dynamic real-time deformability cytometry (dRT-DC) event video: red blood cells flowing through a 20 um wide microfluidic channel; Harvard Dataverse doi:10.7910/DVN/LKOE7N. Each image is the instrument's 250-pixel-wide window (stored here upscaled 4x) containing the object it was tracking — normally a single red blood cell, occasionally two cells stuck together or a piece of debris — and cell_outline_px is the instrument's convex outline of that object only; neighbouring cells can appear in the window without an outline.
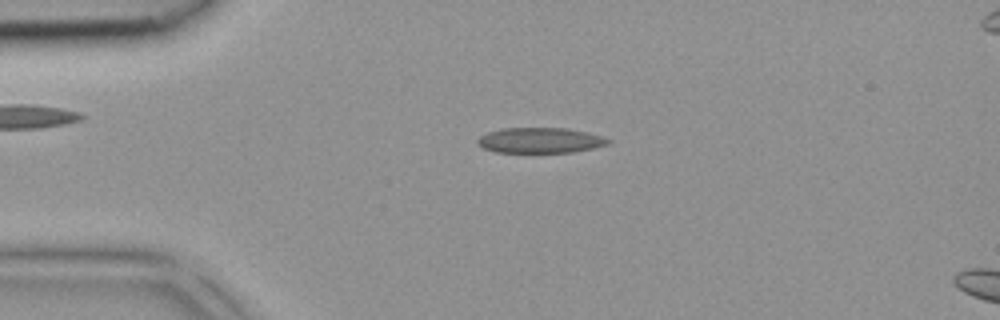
{"species": "common noctule bat (a hibernating species)", "species_latin": "Nyctalus noctula", "temperature_condition": "room temperature", "stored_images_in_passage": 34, "camera_frame_rate_fps": 3000, "um_per_image_px": 0.085, "animal": {"sex": "female", "body_mass_g": 18.4}, "frame": {"image": 1, "passage_image": 2, "time_ms": 0.333, "image_size_px": [1000, 320], "cell_outline_px": [[612, 140], [608, 144], [592, 148], [572, 152], [496, 152], [484, 148], [476, 144], [476, 140], [480, 136], [488, 132], [500, 128], [568, 128], [588, 132]], "centroid_in_image_um": [45.89, 11.92], "position_along_channel_um": 39.1, "area_um2": 19.31}}
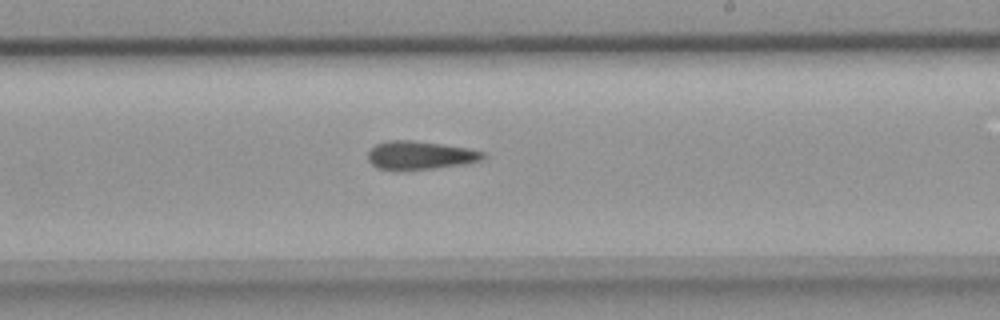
{"frame": {"image": 2, "passage_image": 17, "time_ms": 5.333, "image_size_px": [1000, 320], "cell_outline_px": [[488, 156], [484, 160], [468, 164], [400, 172], [396, 172], [376, 168], [368, 160], [368, 152], [376, 144], [388, 140], [412, 140], [468, 148], [484, 152]], "centroid_in_image_um": [35.71, 13.23], "position_along_channel_um": 253.3, "area_um2": 19.65}}
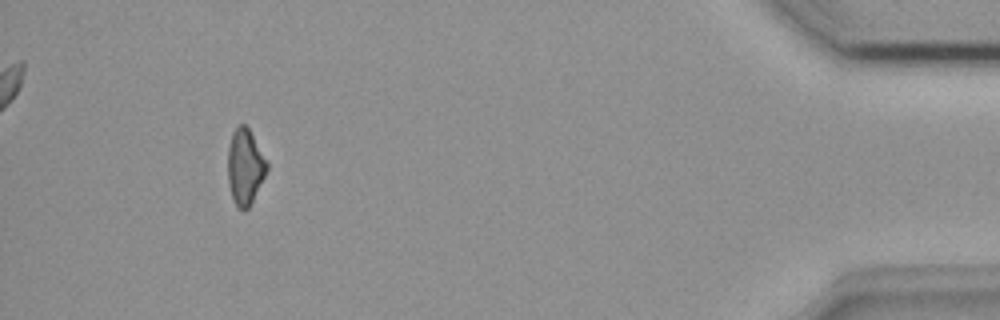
{"frame": {"image": 3, "passage_image": 31, "time_ms": 10.0, "image_size_px": [1000, 320], "cell_outline_px": [[268, 168], [248, 208], [244, 212], [236, 208], [228, 184], [228, 148], [232, 132], [240, 124], [244, 124], [248, 128], [268, 164]], "centroid_in_image_um": [20.8, 14.2], "position_along_channel_um": 414.4, "area_um2": 16.94}}